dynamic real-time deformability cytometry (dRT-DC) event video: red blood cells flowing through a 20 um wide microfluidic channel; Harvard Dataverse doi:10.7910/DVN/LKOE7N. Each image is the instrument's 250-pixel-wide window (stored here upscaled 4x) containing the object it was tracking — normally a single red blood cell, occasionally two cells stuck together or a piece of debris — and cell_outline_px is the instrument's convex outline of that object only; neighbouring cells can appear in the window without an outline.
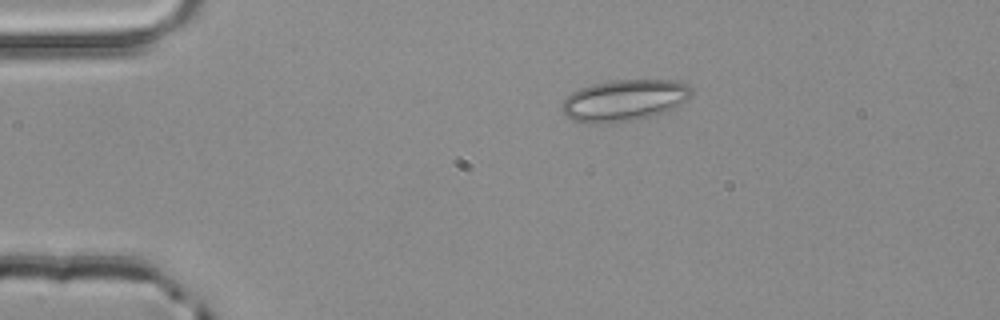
{"species": "common noctule bat (a hibernating species)", "species_latin": "Nyctalus noctula", "temperature_condition": "room temperature", "stored_images_in_passage": 3, "segment_of_instrument_passage": [1, 2], "camera_frame_rate_fps": 3000, "um_per_image_px": 0.085, "animal": {"sex": "male", "body_mass_g": 20.4}, "frame": {"image": 1, "passage_image": 1, "time_ms": 0.0, "image_size_px": [1000, 320], "cell_outline_px": [[692, 96], [676, 108], [648, 116], [612, 124], [596, 124], [572, 120], [564, 116], [560, 108], [560, 104], [572, 92], [580, 88], [592, 84], [608, 80], [676, 80], [688, 84], [692, 88]], "centroid_in_image_um": [53.04, 8.53], "position_along_channel_um": 32.0, "area_um2": 31.67}}